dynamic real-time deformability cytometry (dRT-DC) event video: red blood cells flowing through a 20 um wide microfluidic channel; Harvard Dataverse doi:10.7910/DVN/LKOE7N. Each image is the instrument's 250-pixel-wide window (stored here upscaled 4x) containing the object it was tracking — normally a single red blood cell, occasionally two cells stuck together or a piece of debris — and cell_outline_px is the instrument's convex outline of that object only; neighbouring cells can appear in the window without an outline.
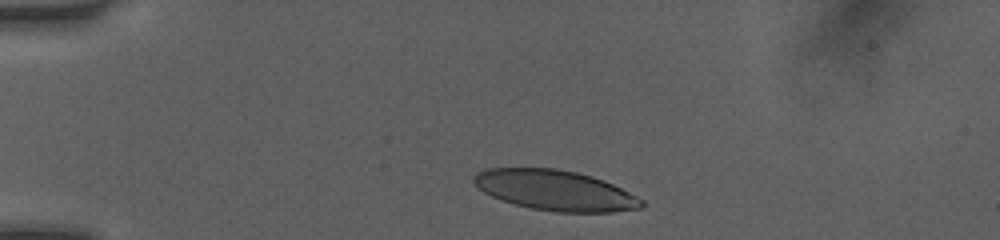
{"species": "human", "species_latin": "Homo sapiens", "temperature_condition": "room temperature", "stored_images_in_passage": 2, "camera_frame_rate_fps": 3000, "um_per_image_px": 0.085, "donor": {"sex": "female"}, "frame": {"image": 1, "passage_image": 1, "time_ms": 0.0, "image_size_px": [1000, 240], "cell_outline_px": [[644, 208], [612, 212], [556, 212], [532, 208], [516, 204], [492, 196], [484, 192], [472, 180], [472, 176], [476, 172], [488, 168], [556, 168], [576, 172], [592, 176], [604, 180], [644, 200]], "centroid_in_image_um": [47.21, 16.17], "position_along_channel_um": 37.8, "area_um2": 39.25}}